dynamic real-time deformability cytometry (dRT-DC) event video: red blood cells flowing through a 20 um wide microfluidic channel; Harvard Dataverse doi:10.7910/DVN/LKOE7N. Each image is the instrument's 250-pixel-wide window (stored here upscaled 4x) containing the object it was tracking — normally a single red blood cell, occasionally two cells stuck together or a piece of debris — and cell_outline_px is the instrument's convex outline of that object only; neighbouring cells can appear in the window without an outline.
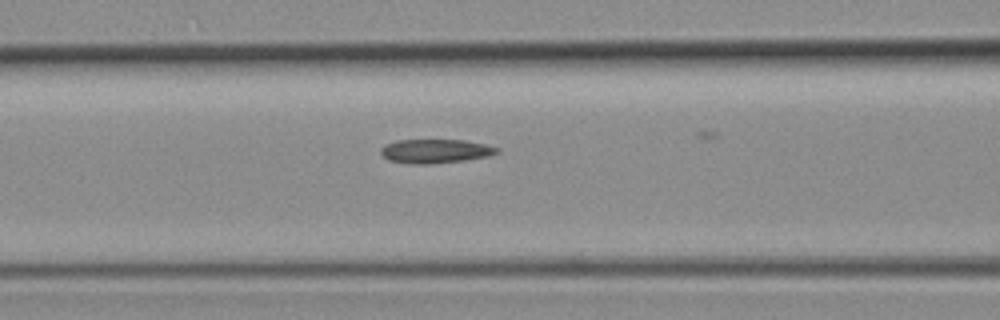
{"species": "common noctule bat (a hibernating species)", "species_latin": "Nyctalus noctula", "temperature_condition": "room temperature", "stored_images_in_passage": 18, "camera_frame_rate_fps": 3000, "um_per_image_px": 0.085, "animal": {"sex": "female", "body_mass_g": 19.3, "forearm_length_mm": 54.1}, "frame": {"image": 1, "passage_image": 3, "time_ms": 0.667, "image_size_px": [1000, 320], "cell_outline_px": [[500, 152], [488, 156], [464, 160], [432, 164], [412, 164], [388, 160], [380, 152], [380, 148], [384, 144], [396, 140], [464, 140], [484, 144], [500, 148]], "centroid_in_image_um": [36.99, 12.84], "position_along_channel_um": 129.6, "area_um2": 16.3}}
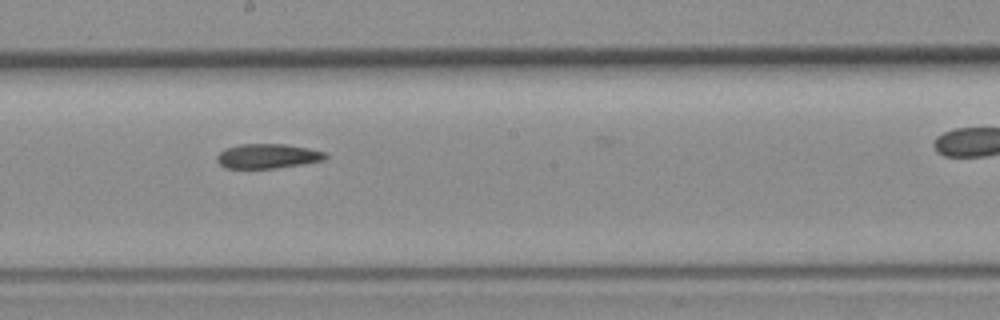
{"frame": {"image": 2, "passage_image": 9, "time_ms": 2.667, "image_size_px": [1000, 320], "cell_outline_px": [[328, 156], [324, 160], [276, 168], [224, 168], [216, 160], [216, 156], [224, 148], [240, 144], [284, 144], [308, 148], [324, 152]], "centroid_in_image_um": [22.71, 13.26], "position_along_channel_um": 225.5, "area_um2": 15.49}}
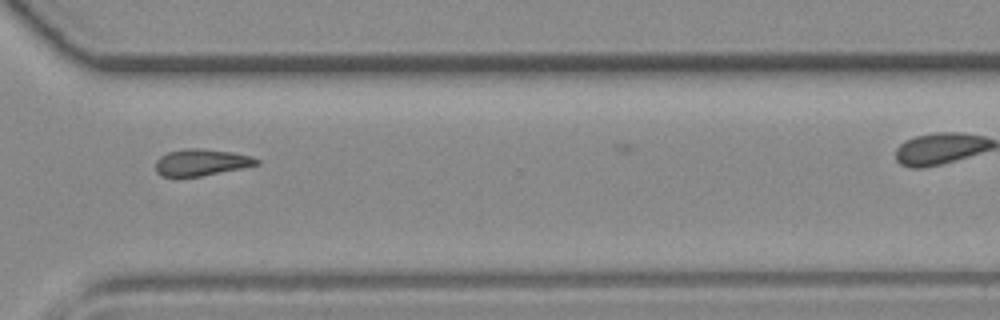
{"frame": {"image": 3, "passage_image": 17, "time_ms": 5.333, "image_size_px": [1000, 320], "cell_outline_px": [[260, 164], [200, 176], [160, 176], [156, 172], [156, 160], [160, 156], [168, 152], [188, 148], [196, 148], [232, 152], [248, 156], [260, 160]], "centroid_in_image_um": [17.07, 13.8], "position_along_channel_um": 353.5, "area_um2": 15.37}}